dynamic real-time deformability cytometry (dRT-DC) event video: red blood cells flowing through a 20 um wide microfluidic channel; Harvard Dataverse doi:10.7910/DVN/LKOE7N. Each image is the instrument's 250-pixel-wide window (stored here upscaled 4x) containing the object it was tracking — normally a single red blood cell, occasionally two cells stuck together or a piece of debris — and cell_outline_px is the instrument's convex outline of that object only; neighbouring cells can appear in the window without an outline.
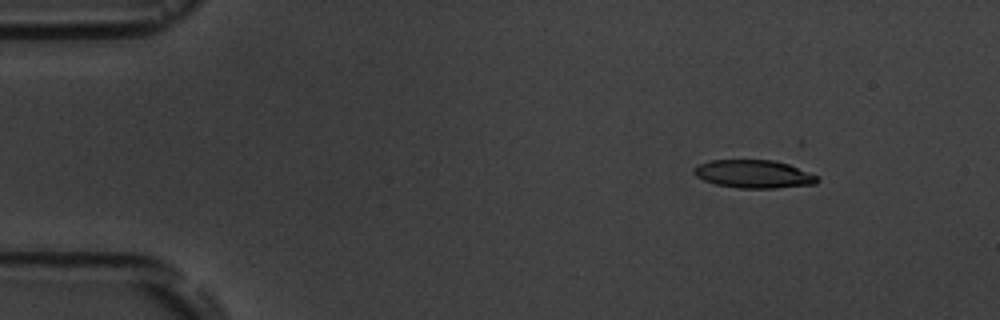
{"species": "common noctule bat (a hibernating species)", "species_latin": "Nyctalus noctula", "temperature_condition": "room temperature", "stored_images_in_passage": 3, "camera_frame_rate_fps": 3000, "um_per_image_px": 0.085, "animal": {"sex": "male", "body_mass_g": 19.5, "forearm_length_mm": 54.6}, "frame": {"image": 1, "passage_image": 1, "time_ms": 0.0, "image_size_px": [1000, 320], "cell_outline_px": [[820, 180], [816, 184], [776, 188], [740, 188], [716, 184], [704, 180], [696, 176], [692, 172], [692, 168], [696, 164], [708, 160], [772, 160], [788, 164], [820, 176]], "centroid_in_image_um": [64.06, 14.79], "position_along_channel_um": 20.9, "area_um2": 20.4}}